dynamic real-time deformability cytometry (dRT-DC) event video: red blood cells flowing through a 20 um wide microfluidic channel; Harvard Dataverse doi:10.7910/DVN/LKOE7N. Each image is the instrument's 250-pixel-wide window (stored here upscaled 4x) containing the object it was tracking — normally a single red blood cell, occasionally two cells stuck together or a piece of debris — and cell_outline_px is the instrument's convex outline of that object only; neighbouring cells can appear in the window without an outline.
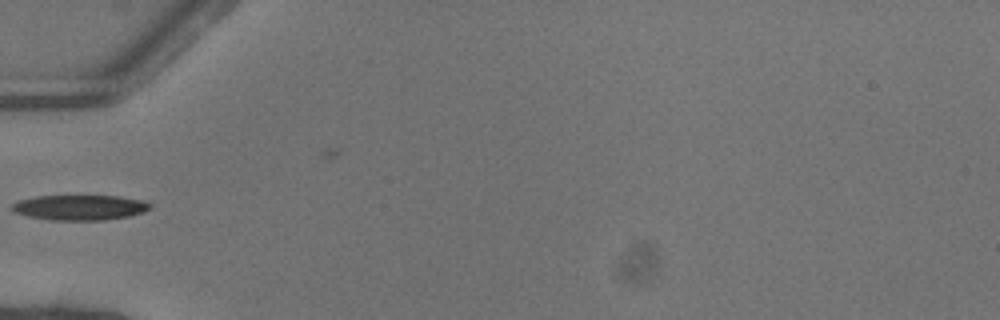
{"species": "common noctule bat (a hibernating species)", "species_latin": "Nyctalus noctula", "temperature_condition": "warm", "stored_images_in_passage": 24, "camera_frame_rate_fps": 3000, "um_per_image_px": 0.085, "animal": {"sex": "female"}, "frame": {"image": 1, "passage_image": 1, "time_ms": 0.0, "image_size_px": [1000, 320], "cell_outline_px": [[152, 208], [128, 216], [104, 220], [52, 220], [28, 216], [16, 212], [12, 208], [12, 204], [16, 200], [36, 196], [116, 196], [144, 200], [152, 204]], "centroid_in_image_um": [6.78, 17.63], "position_along_channel_um": 78.2, "area_um2": 20.17}}
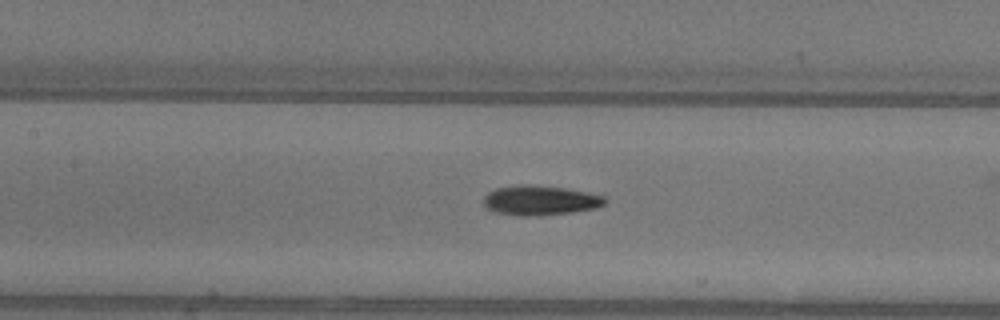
{"frame": {"image": 2, "passage_image": 7, "time_ms": 2.0, "image_size_px": [1000, 320], "cell_outline_px": [[608, 200], [604, 204], [596, 208], [572, 212], [536, 216], [520, 216], [496, 212], [488, 208], [484, 204], [484, 196], [488, 192], [496, 188], [520, 184], [528, 184], [564, 188], [588, 192], [604, 196]], "centroid_in_image_um": [45.92, 17.03], "position_along_channel_um": 161.5, "area_um2": 21.04}}
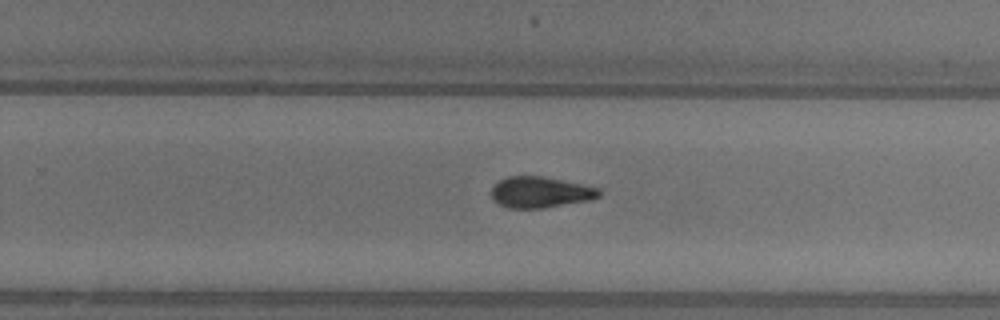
{"frame": {"image": 3, "passage_image": 16, "time_ms": 5.0, "image_size_px": [1000, 320], "cell_outline_px": [[600, 196], [592, 200], [544, 208], [508, 208], [492, 200], [492, 188], [500, 180], [508, 176], [544, 176], [600, 188]], "centroid_in_image_um": [45.95, 16.34], "position_along_channel_um": 283.8, "area_um2": 19.54}}